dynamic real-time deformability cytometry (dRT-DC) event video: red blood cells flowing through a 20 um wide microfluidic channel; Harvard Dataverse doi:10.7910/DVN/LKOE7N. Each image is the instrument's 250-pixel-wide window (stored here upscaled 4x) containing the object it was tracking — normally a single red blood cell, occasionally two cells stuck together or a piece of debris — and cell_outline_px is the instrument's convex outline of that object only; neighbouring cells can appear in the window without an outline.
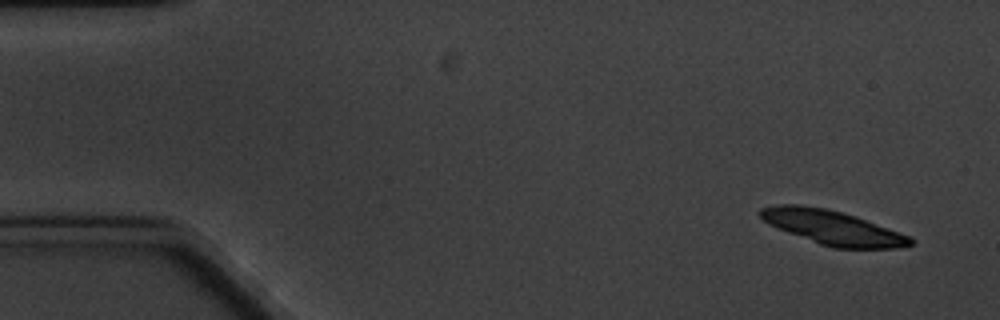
{"species": "common noctule bat (a hibernating species)", "species_latin": "Nyctalus noctula", "temperature_condition": "cold", "stored_images_in_passage": 5, "camera_frame_rate_fps": 3000, "um_per_image_px": 0.085, "animal": {"sex": "male", "body_mass_g": 20.1, "forearm_length_mm": 53.5}, "frame": {"image": 1, "passage_image": 1, "time_ms": 0.0, "image_size_px": [1000, 320], "cell_outline_px": [[912, 244], [896, 248], [832, 248], [820, 244], [776, 228], [768, 224], [760, 216], [760, 208], [776, 204], [800, 204], [824, 208], [856, 216], [888, 228], [908, 236], [912, 240]], "centroid_in_image_um": [70.7, 19.33], "position_along_channel_um": 14.3, "area_um2": 29.59}}